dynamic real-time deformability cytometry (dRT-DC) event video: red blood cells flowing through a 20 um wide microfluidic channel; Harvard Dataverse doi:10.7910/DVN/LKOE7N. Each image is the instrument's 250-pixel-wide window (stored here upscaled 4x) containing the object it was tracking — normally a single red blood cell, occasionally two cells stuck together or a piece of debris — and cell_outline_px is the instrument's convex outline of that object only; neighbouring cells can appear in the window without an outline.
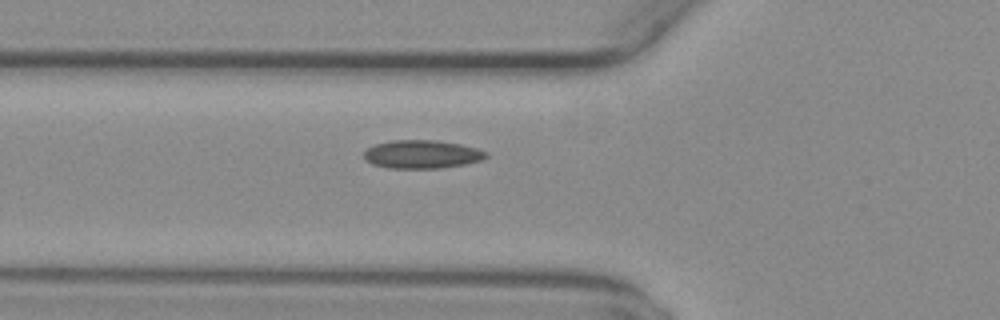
{"species": "common noctule bat (a hibernating species)", "species_latin": "Nyctalus noctula", "temperature_condition": "warm", "stored_images_in_passage": 5, "camera_frame_rate_fps": 3000, "um_per_image_px": 0.085, "animal": {"sex": "female", "body_mass_g": 29.2, "forearm_length_mm": 56.3}, "frame": {"image": 1, "passage_image": 3, "time_ms": 0.667, "image_size_px": [1000, 320], "cell_outline_px": [[488, 156], [480, 160], [464, 164], [440, 168], [388, 168], [372, 164], [364, 156], [364, 152], [368, 148], [376, 144], [392, 140], [436, 140], [460, 144], [476, 148], [488, 152]], "centroid_in_image_um": [35.87, 13.11], "position_along_channel_um": 89.9, "area_um2": 20.0}}